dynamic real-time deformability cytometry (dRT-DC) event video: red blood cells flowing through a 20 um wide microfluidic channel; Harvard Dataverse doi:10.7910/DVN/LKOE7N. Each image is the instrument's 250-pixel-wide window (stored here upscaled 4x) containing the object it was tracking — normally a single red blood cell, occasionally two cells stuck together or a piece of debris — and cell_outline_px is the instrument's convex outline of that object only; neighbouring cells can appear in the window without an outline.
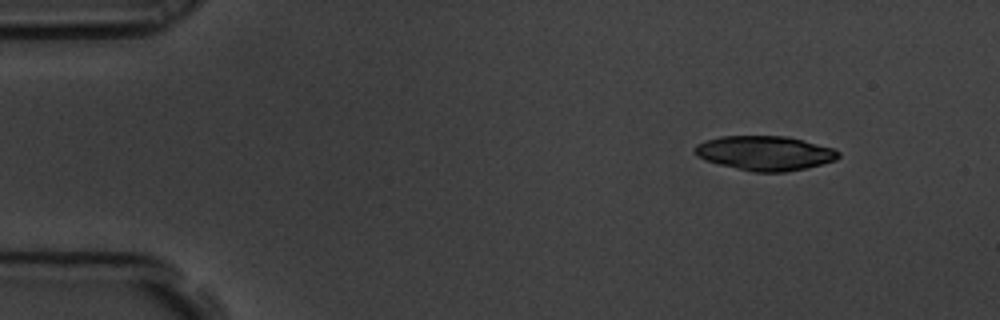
{"species": "common noctule bat (a hibernating species)", "species_latin": "Nyctalus noctula", "temperature_condition": "room temperature", "stored_images_in_passage": 5, "camera_frame_rate_fps": 3000, "um_per_image_px": 0.085, "animal": {"sex": "male", "body_mass_g": 19.5, "forearm_length_mm": 54.6}, "frame": {"image": 1, "passage_image": 1, "time_ms": 0.0, "image_size_px": [1000, 320], "cell_outline_px": [[840, 156], [836, 160], [804, 168], [784, 172], [752, 172], [704, 160], [696, 156], [692, 152], [692, 148], [696, 144], [704, 140], [720, 136], [788, 136], [832, 148], [840, 152]], "centroid_in_image_um": [64.95, 13.01], "position_along_channel_um": 20.0, "area_um2": 28.96}}